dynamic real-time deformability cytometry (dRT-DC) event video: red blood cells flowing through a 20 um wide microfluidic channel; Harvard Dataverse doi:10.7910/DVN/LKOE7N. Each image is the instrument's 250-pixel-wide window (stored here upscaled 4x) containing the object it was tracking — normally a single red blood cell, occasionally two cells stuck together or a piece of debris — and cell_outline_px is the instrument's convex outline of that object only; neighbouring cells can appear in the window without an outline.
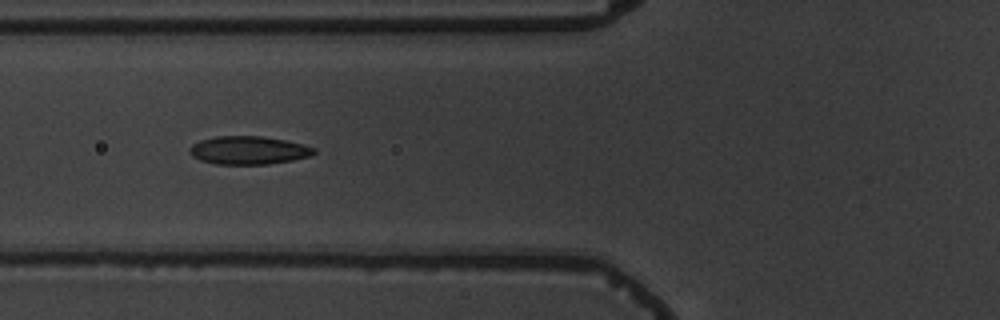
{"species": "common noctule bat (a hibernating species)", "species_latin": "Nyctalus noctula", "temperature_condition": "warm", "stored_images_in_passage": 7, "camera_frame_rate_fps": 3000, "um_per_image_px": 0.085, "animal": {"sex": "male", "body_mass_g": 19.5, "forearm_length_mm": 54.6}, "frame": {"image": 1, "passage_image": 5, "time_ms": 5.667, "image_size_px": [1000, 320], "cell_outline_px": [[316, 152], [308, 156], [292, 160], [268, 164], [216, 164], [200, 160], [192, 156], [188, 152], [188, 148], [192, 144], [200, 140], [216, 136], [260, 136], [288, 140], [304, 144], [316, 148]], "centroid_in_image_um": [21.11, 12.76], "position_along_channel_um": 104.7, "area_um2": 20.58}}
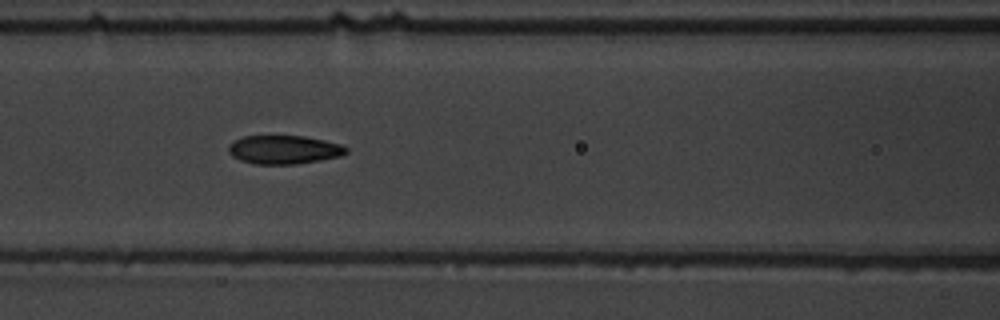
{"frame": {"image": 2, "passage_image": 6, "time_ms": 6.667, "image_size_px": [1000, 320], "cell_outline_px": [[348, 152], [340, 156], [320, 160], [296, 164], [252, 164], [240, 160], [232, 156], [228, 152], [228, 144], [244, 136], [304, 136], [324, 140], [340, 144], [348, 148]], "centroid_in_image_um": [24.12, 12.72], "position_along_channel_um": 142.5, "area_um2": 19.65}}
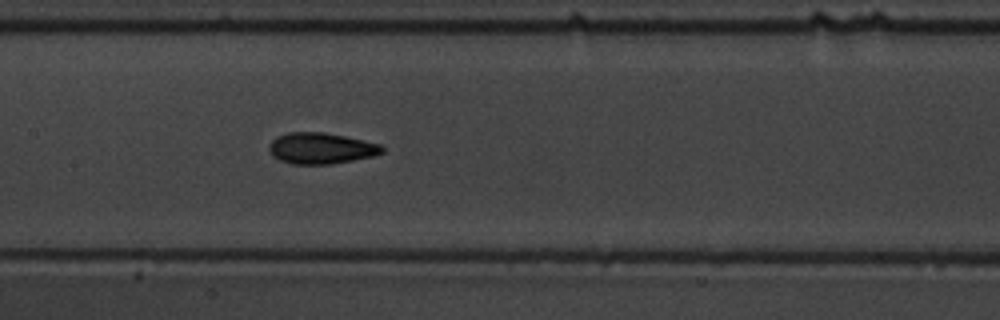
{"frame": {"image": 3, "passage_image": 7, "time_ms": 7.667, "image_size_px": [1000, 320], "cell_outline_px": [[384, 152], [372, 156], [332, 164], [292, 164], [280, 160], [272, 156], [268, 148], [268, 144], [276, 136], [288, 132], [324, 132], [344, 136], [380, 144], [384, 148]], "centroid_in_image_um": [27.24, 12.6], "position_along_channel_um": 180.2, "area_um2": 20.52}}